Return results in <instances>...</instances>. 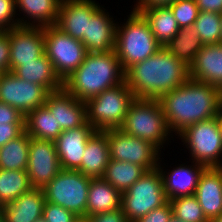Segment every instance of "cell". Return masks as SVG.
Listing matches in <instances>:
<instances>
[{
    "mask_svg": "<svg viewBox=\"0 0 222 222\" xmlns=\"http://www.w3.org/2000/svg\"><path fill=\"white\" fill-rule=\"evenodd\" d=\"M168 6L180 28L193 26L199 14L195 0H175Z\"/></svg>",
    "mask_w": 222,
    "mask_h": 222,
    "instance_id": "cell-35",
    "label": "cell"
},
{
    "mask_svg": "<svg viewBox=\"0 0 222 222\" xmlns=\"http://www.w3.org/2000/svg\"><path fill=\"white\" fill-rule=\"evenodd\" d=\"M44 105L54 115L62 132L87 123L85 102L75 98L64 88L50 92Z\"/></svg>",
    "mask_w": 222,
    "mask_h": 222,
    "instance_id": "cell-16",
    "label": "cell"
},
{
    "mask_svg": "<svg viewBox=\"0 0 222 222\" xmlns=\"http://www.w3.org/2000/svg\"><path fill=\"white\" fill-rule=\"evenodd\" d=\"M32 188L26 170L0 169V207Z\"/></svg>",
    "mask_w": 222,
    "mask_h": 222,
    "instance_id": "cell-32",
    "label": "cell"
},
{
    "mask_svg": "<svg viewBox=\"0 0 222 222\" xmlns=\"http://www.w3.org/2000/svg\"><path fill=\"white\" fill-rule=\"evenodd\" d=\"M49 93L44 86L20 79L12 72L0 74V102L16 108L24 116L44 106Z\"/></svg>",
    "mask_w": 222,
    "mask_h": 222,
    "instance_id": "cell-12",
    "label": "cell"
},
{
    "mask_svg": "<svg viewBox=\"0 0 222 222\" xmlns=\"http://www.w3.org/2000/svg\"><path fill=\"white\" fill-rule=\"evenodd\" d=\"M188 79L189 66L164 47L125 71V81L135 99L159 100Z\"/></svg>",
    "mask_w": 222,
    "mask_h": 222,
    "instance_id": "cell-2",
    "label": "cell"
},
{
    "mask_svg": "<svg viewBox=\"0 0 222 222\" xmlns=\"http://www.w3.org/2000/svg\"><path fill=\"white\" fill-rule=\"evenodd\" d=\"M35 222H47L43 216L39 217Z\"/></svg>",
    "mask_w": 222,
    "mask_h": 222,
    "instance_id": "cell-50",
    "label": "cell"
},
{
    "mask_svg": "<svg viewBox=\"0 0 222 222\" xmlns=\"http://www.w3.org/2000/svg\"><path fill=\"white\" fill-rule=\"evenodd\" d=\"M110 160L106 131H94L87 140L81 166L77 169L90 178H102Z\"/></svg>",
    "mask_w": 222,
    "mask_h": 222,
    "instance_id": "cell-23",
    "label": "cell"
},
{
    "mask_svg": "<svg viewBox=\"0 0 222 222\" xmlns=\"http://www.w3.org/2000/svg\"><path fill=\"white\" fill-rule=\"evenodd\" d=\"M10 72L9 30L0 31V74Z\"/></svg>",
    "mask_w": 222,
    "mask_h": 222,
    "instance_id": "cell-39",
    "label": "cell"
},
{
    "mask_svg": "<svg viewBox=\"0 0 222 222\" xmlns=\"http://www.w3.org/2000/svg\"><path fill=\"white\" fill-rule=\"evenodd\" d=\"M61 170L54 141L30 137L26 172L32 188L43 189Z\"/></svg>",
    "mask_w": 222,
    "mask_h": 222,
    "instance_id": "cell-13",
    "label": "cell"
},
{
    "mask_svg": "<svg viewBox=\"0 0 222 222\" xmlns=\"http://www.w3.org/2000/svg\"><path fill=\"white\" fill-rule=\"evenodd\" d=\"M25 131L24 124H0V148L19 137Z\"/></svg>",
    "mask_w": 222,
    "mask_h": 222,
    "instance_id": "cell-41",
    "label": "cell"
},
{
    "mask_svg": "<svg viewBox=\"0 0 222 222\" xmlns=\"http://www.w3.org/2000/svg\"><path fill=\"white\" fill-rule=\"evenodd\" d=\"M216 120H217L218 129L222 138V109L219 110L216 116Z\"/></svg>",
    "mask_w": 222,
    "mask_h": 222,
    "instance_id": "cell-45",
    "label": "cell"
},
{
    "mask_svg": "<svg viewBox=\"0 0 222 222\" xmlns=\"http://www.w3.org/2000/svg\"><path fill=\"white\" fill-rule=\"evenodd\" d=\"M191 154V160L206 167H222V138L216 117L200 121L177 135Z\"/></svg>",
    "mask_w": 222,
    "mask_h": 222,
    "instance_id": "cell-9",
    "label": "cell"
},
{
    "mask_svg": "<svg viewBox=\"0 0 222 222\" xmlns=\"http://www.w3.org/2000/svg\"><path fill=\"white\" fill-rule=\"evenodd\" d=\"M10 72L22 62L35 61L45 53L44 27L17 26L9 29Z\"/></svg>",
    "mask_w": 222,
    "mask_h": 222,
    "instance_id": "cell-14",
    "label": "cell"
},
{
    "mask_svg": "<svg viewBox=\"0 0 222 222\" xmlns=\"http://www.w3.org/2000/svg\"><path fill=\"white\" fill-rule=\"evenodd\" d=\"M199 12H214L222 14V0H195Z\"/></svg>",
    "mask_w": 222,
    "mask_h": 222,
    "instance_id": "cell-43",
    "label": "cell"
},
{
    "mask_svg": "<svg viewBox=\"0 0 222 222\" xmlns=\"http://www.w3.org/2000/svg\"><path fill=\"white\" fill-rule=\"evenodd\" d=\"M88 219L89 222H129L121 208L96 214Z\"/></svg>",
    "mask_w": 222,
    "mask_h": 222,
    "instance_id": "cell-42",
    "label": "cell"
},
{
    "mask_svg": "<svg viewBox=\"0 0 222 222\" xmlns=\"http://www.w3.org/2000/svg\"><path fill=\"white\" fill-rule=\"evenodd\" d=\"M221 93L212 84L189 78L164 94L159 101L170 132L177 135L188 126L216 117L221 109Z\"/></svg>",
    "mask_w": 222,
    "mask_h": 222,
    "instance_id": "cell-1",
    "label": "cell"
},
{
    "mask_svg": "<svg viewBox=\"0 0 222 222\" xmlns=\"http://www.w3.org/2000/svg\"><path fill=\"white\" fill-rule=\"evenodd\" d=\"M94 128L87 122L84 126L63 131L54 141L62 169L77 170L82 163L88 138Z\"/></svg>",
    "mask_w": 222,
    "mask_h": 222,
    "instance_id": "cell-17",
    "label": "cell"
},
{
    "mask_svg": "<svg viewBox=\"0 0 222 222\" xmlns=\"http://www.w3.org/2000/svg\"><path fill=\"white\" fill-rule=\"evenodd\" d=\"M192 162L194 163L192 165L193 167L181 164L175 169L173 168L171 172L164 171L162 167L158 165L157 168L160 170L163 178V187L168 201L173 198L192 196L195 194L199 178L206 166L195 161Z\"/></svg>",
    "mask_w": 222,
    "mask_h": 222,
    "instance_id": "cell-20",
    "label": "cell"
},
{
    "mask_svg": "<svg viewBox=\"0 0 222 222\" xmlns=\"http://www.w3.org/2000/svg\"><path fill=\"white\" fill-rule=\"evenodd\" d=\"M221 24H222V14H221ZM221 44H222V32H221Z\"/></svg>",
    "mask_w": 222,
    "mask_h": 222,
    "instance_id": "cell-51",
    "label": "cell"
},
{
    "mask_svg": "<svg viewBox=\"0 0 222 222\" xmlns=\"http://www.w3.org/2000/svg\"><path fill=\"white\" fill-rule=\"evenodd\" d=\"M45 202L43 189L31 188L0 209L5 222H35L42 216Z\"/></svg>",
    "mask_w": 222,
    "mask_h": 222,
    "instance_id": "cell-22",
    "label": "cell"
},
{
    "mask_svg": "<svg viewBox=\"0 0 222 222\" xmlns=\"http://www.w3.org/2000/svg\"><path fill=\"white\" fill-rule=\"evenodd\" d=\"M120 129L128 135L151 142L160 151L172 133L160 101L151 99H135Z\"/></svg>",
    "mask_w": 222,
    "mask_h": 222,
    "instance_id": "cell-5",
    "label": "cell"
},
{
    "mask_svg": "<svg viewBox=\"0 0 222 222\" xmlns=\"http://www.w3.org/2000/svg\"><path fill=\"white\" fill-rule=\"evenodd\" d=\"M169 222H184V221L179 220V219H177V218H175V217L173 216V217L170 219Z\"/></svg>",
    "mask_w": 222,
    "mask_h": 222,
    "instance_id": "cell-48",
    "label": "cell"
},
{
    "mask_svg": "<svg viewBox=\"0 0 222 222\" xmlns=\"http://www.w3.org/2000/svg\"><path fill=\"white\" fill-rule=\"evenodd\" d=\"M25 131L31 138L55 141L62 133L54 115L48 108L40 106L30 111L24 119Z\"/></svg>",
    "mask_w": 222,
    "mask_h": 222,
    "instance_id": "cell-28",
    "label": "cell"
},
{
    "mask_svg": "<svg viewBox=\"0 0 222 222\" xmlns=\"http://www.w3.org/2000/svg\"><path fill=\"white\" fill-rule=\"evenodd\" d=\"M62 0H15V9L22 11L19 26L47 27L54 26L57 22L59 7ZM24 19V20H23ZM30 19V21H29ZM33 20V21H31Z\"/></svg>",
    "mask_w": 222,
    "mask_h": 222,
    "instance_id": "cell-24",
    "label": "cell"
},
{
    "mask_svg": "<svg viewBox=\"0 0 222 222\" xmlns=\"http://www.w3.org/2000/svg\"><path fill=\"white\" fill-rule=\"evenodd\" d=\"M24 119L16 108L0 102V124H24Z\"/></svg>",
    "mask_w": 222,
    "mask_h": 222,
    "instance_id": "cell-40",
    "label": "cell"
},
{
    "mask_svg": "<svg viewBox=\"0 0 222 222\" xmlns=\"http://www.w3.org/2000/svg\"><path fill=\"white\" fill-rule=\"evenodd\" d=\"M12 73L20 79L44 86L49 92L63 88V82L45 53L35 61L22 62Z\"/></svg>",
    "mask_w": 222,
    "mask_h": 222,
    "instance_id": "cell-25",
    "label": "cell"
},
{
    "mask_svg": "<svg viewBox=\"0 0 222 222\" xmlns=\"http://www.w3.org/2000/svg\"><path fill=\"white\" fill-rule=\"evenodd\" d=\"M15 0H0V31H6L19 26L16 15ZM17 20V21H16Z\"/></svg>",
    "mask_w": 222,
    "mask_h": 222,
    "instance_id": "cell-37",
    "label": "cell"
},
{
    "mask_svg": "<svg viewBox=\"0 0 222 222\" xmlns=\"http://www.w3.org/2000/svg\"><path fill=\"white\" fill-rule=\"evenodd\" d=\"M169 202L175 218L184 222H209L194 195L173 198Z\"/></svg>",
    "mask_w": 222,
    "mask_h": 222,
    "instance_id": "cell-34",
    "label": "cell"
},
{
    "mask_svg": "<svg viewBox=\"0 0 222 222\" xmlns=\"http://www.w3.org/2000/svg\"><path fill=\"white\" fill-rule=\"evenodd\" d=\"M209 222H222V214L212 218Z\"/></svg>",
    "mask_w": 222,
    "mask_h": 222,
    "instance_id": "cell-47",
    "label": "cell"
},
{
    "mask_svg": "<svg viewBox=\"0 0 222 222\" xmlns=\"http://www.w3.org/2000/svg\"><path fill=\"white\" fill-rule=\"evenodd\" d=\"M137 12L148 22L156 41L162 47L175 37L180 30L168 5L146 7L138 9Z\"/></svg>",
    "mask_w": 222,
    "mask_h": 222,
    "instance_id": "cell-27",
    "label": "cell"
},
{
    "mask_svg": "<svg viewBox=\"0 0 222 222\" xmlns=\"http://www.w3.org/2000/svg\"><path fill=\"white\" fill-rule=\"evenodd\" d=\"M162 46L156 41L148 22L132 10L122 26H116L115 52L124 71L156 53Z\"/></svg>",
    "mask_w": 222,
    "mask_h": 222,
    "instance_id": "cell-4",
    "label": "cell"
},
{
    "mask_svg": "<svg viewBox=\"0 0 222 222\" xmlns=\"http://www.w3.org/2000/svg\"><path fill=\"white\" fill-rule=\"evenodd\" d=\"M174 1L175 0H137L136 6L134 5L133 10L137 11L138 9H143L146 7L169 5Z\"/></svg>",
    "mask_w": 222,
    "mask_h": 222,
    "instance_id": "cell-44",
    "label": "cell"
},
{
    "mask_svg": "<svg viewBox=\"0 0 222 222\" xmlns=\"http://www.w3.org/2000/svg\"><path fill=\"white\" fill-rule=\"evenodd\" d=\"M203 46L199 33L193 26H190L180 28L176 36L164 48L187 66H190Z\"/></svg>",
    "mask_w": 222,
    "mask_h": 222,
    "instance_id": "cell-29",
    "label": "cell"
},
{
    "mask_svg": "<svg viewBox=\"0 0 222 222\" xmlns=\"http://www.w3.org/2000/svg\"><path fill=\"white\" fill-rule=\"evenodd\" d=\"M105 11L103 7H100L88 21L87 35L81 40L88 53L115 50L117 24Z\"/></svg>",
    "mask_w": 222,
    "mask_h": 222,
    "instance_id": "cell-18",
    "label": "cell"
},
{
    "mask_svg": "<svg viewBox=\"0 0 222 222\" xmlns=\"http://www.w3.org/2000/svg\"><path fill=\"white\" fill-rule=\"evenodd\" d=\"M221 109H222V93H221Z\"/></svg>",
    "mask_w": 222,
    "mask_h": 222,
    "instance_id": "cell-52",
    "label": "cell"
},
{
    "mask_svg": "<svg viewBox=\"0 0 222 222\" xmlns=\"http://www.w3.org/2000/svg\"><path fill=\"white\" fill-rule=\"evenodd\" d=\"M189 78L222 90V44L204 45L189 66Z\"/></svg>",
    "mask_w": 222,
    "mask_h": 222,
    "instance_id": "cell-21",
    "label": "cell"
},
{
    "mask_svg": "<svg viewBox=\"0 0 222 222\" xmlns=\"http://www.w3.org/2000/svg\"><path fill=\"white\" fill-rule=\"evenodd\" d=\"M99 8L94 0H62L55 26L81 41L87 35L88 21Z\"/></svg>",
    "mask_w": 222,
    "mask_h": 222,
    "instance_id": "cell-15",
    "label": "cell"
},
{
    "mask_svg": "<svg viewBox=\"0 0 222 222\" xmlns=\"http://www.w3.org/2000/svg\"><path fill=\"white\" fill-rule=\"evenodd\" d=\"M146 172L142 166L110 159L102 178L120 193H124Z\"/></svg>",
    "mask_w": 222,
    "mask_h": 222,
    "instance_id": "cell-30",
    "label": "cell"
},
{
    "mask_svg": "<svg viewBox=\"0 0 222 222\" xmlns=\"http://www.w3.org/2000/svg\"><path fill=\"white\" fill-rule=\"evenodd\" d=\"M168 202L158 168L147 171L127 191L121 193V209L129 222H135Z\"/></svg>",
    "mask_w": 222,
    "mask_h": 222,
    "instance_id": "cell-7",
    "label": "cell"
},
{
    "mask_svg": "<svg viewBox=\"0 0 222 222\" xmlns=\"http://www.w3.org/2000/svg\"><path fill=\"white\" fill-rule=\"evenodd\" d=\"M42 216L47 222H73L78 217L72 211L51 202H45Z\"/></svg>",
    "mask_w": 222,
    "mask_h": 222,
    "instance_id": "cell-36",
    "label": "cell"
},
{
    "mask_svg": "<svg viewBox=\"0 0 222 222\" xmlns=\"http://www.w3.org/2000/svg\"><path fill=\"white\" fill-rule=\"evenodd\" d=\"M91 178L78 170L62 169L44 188L46 202L72 211L76 216H86Z\"/></svg>",
    "mask_w": 222,
    "mask_h": 222,
    "instance_id": "cell-8",
    "label": "cell"
},
{
    "mask_svg": "<svg viewBox=\"0 0 222 222\" xmlns=\"http://www.w3.org/2000/svg\"><path fill=\"white\" fill-rule=\"evenodd\" d=\"M121 208V193L103 178H91L86 217Z\"/></svg>",
    "mask_w": 222,
    "mask_h": 222,
    "instance_id": "cell-26",
    "label": "cell"
},
{
    "mask_svg": "<svg viewBox=\"0 0 222 222\" xmlns=\"http://www.w3.org/2000/svg\"><path fill=\"white\" fill-rule=\"evenodd\" d=\"M193 28L199 33L203 45L221 43V14L214 12H199Z\"/></svg>",
    "mask_w": 222,
    "mask_h": 222,
    "instance_id": "cell-33",
    "label": "cell"
},
{
    "mask_svg": "<svg viewBox=\"0 0 222 222\" xmlns=\"http://www.w3.org/2000/svg\"><path fill=\"white\" fill-rule=\"evenodd\" d=\"M194 196L209 221L222 214V167L205 168Z\"/></svg>",
    "mask_w": 222,
    "mask_h": 222,
    "instance_id": "cell-19",
    "label": "cell"
},
{
    "mask_svg": "<svg viewBox=\"0 0 222 222\" xmlns=\"http://www.w3.org/2000/svg\"><path fill=\"white\" fill-rule=\"evenodd\" d=\"M45 55L63 82L76 70L88 54L84 44L54 26L44 27Z\"/></svg>",
    "mask_w": 222,
    "mask_h": 222,
    "instance_id": "cell-10",
    "label": "cell"
},
{
    "mask_svg": "<svg viewBox=\"0 0 222 222\" xmlns=\"http://www.w3.org/2000/svg\"><path fill=\"white\" fill-rule=\"evenodd\" d=\"M73 222H89V219L86 216H78Z\"/></svg>",
    "mask_w": 222,
    "mask_h": 222,
    "instance_id": "cell-46",
    "label": "cell"
},
{
    "mask_svg": "<svg viewBox=\"0 0 222 222\" xmlns=\"http://www.w3.org/2000/svg\"><path fill=\"white\" fill-rule=\"evenodd\" d=\"M134 100L126 81L109 88L85 102L87 122L95 131L120 129Z\"/></svg>",
    "mask_w": 222,
    "mask_h": 222,
    "instance_id": "cell-6",
    "label": "cell"
},
{
    "mask_svg": "<svg viewBox=\"0 0 222 222\" xmlns=\"http://www.w3.org/2000/svg\"><path fill=\"white\" fill-rule=\"evenodd\" d=\"M30 137L24 131L19 137L0 148V169L26 170L29 158Z\"/></svg>",
    "mask_w": 222,
    "mask_h": 222,
    "instance_id": "cell-31",
    "label": "cell"
},
{
    "mask_svg": "<svg viewBox=\"0 0 222 222\" xmlns=\"http://www.w3.org/2000/svg\"><path fill=\"white\" fill-rule=\"evenodd\" d=\"M0 222H5V217L0 209Z\"/></svg>",
    "mask_w": 222,
    "mask_h": 222,
    "instance_id": "cell-49",
    "label": "cell"
},
{
    "mask_svg": "<svg viewBox=\"0 0 222 222\" xmlns=\"http://www.w3.org/2000/svg\"><path fill=\"white\" fill-rule=\"evenodd\" d=\"M125 81L115 50L88 53L83 63L63 81V88L80 101L101 94Z\"/></svg>",
    "mask_w": 222,
    "mask_h": 222,
    "instance_id": "cell-3",
    "label": "cell"
},
{
    "mask_svg": "<svg viewBox=\"0 0 222 222\" xmlns=\"http://www.w3.org/2000/svg\"><path fill=\"white\" fill-rule=\"evenodd\" d=\"M172 217L173 211L168 201L161 207L153 209L147 215L140 217L135 222H169Z\"/></svg>",
    "mask_w": 222,
    "mask_h": 222,
    "instance_id": "cell-38",
    "label": "cell"
},
{
    "mask_svg": "<svg viewBox=\"0 0 222 222\" xmlns=\"http://www.w3.org/2000/svg\"><path fill=\"white\" fill-rule=\"evenodd\" d=\"M110 159L130 162L154 170L160 164V150L151 142L128 135L121 129L107 130Z\"/></svg>",
    "mask_w": 222,
    "mask_h": 222,
    "instance_id": "cell-11",
    "label": "cell"
}]
</instances>
